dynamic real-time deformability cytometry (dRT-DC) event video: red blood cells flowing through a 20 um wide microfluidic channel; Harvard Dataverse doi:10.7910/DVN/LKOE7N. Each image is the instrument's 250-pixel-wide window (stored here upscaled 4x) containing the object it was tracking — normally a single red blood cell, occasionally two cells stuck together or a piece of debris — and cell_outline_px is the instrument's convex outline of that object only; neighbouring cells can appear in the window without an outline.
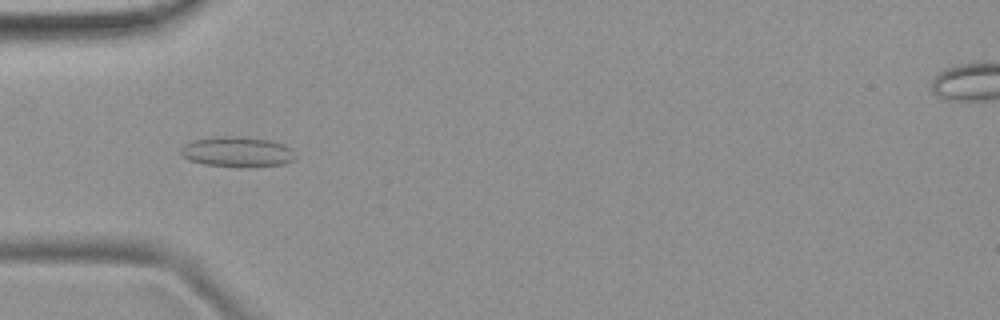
{"species": "common noctule bat (a hibernating species)", "species_latin": "Nyctalus noctula", "temperature_condition": "room temperature", "stored_images_in_passage": 8, "camera_frame_rate_fps": 3000, "um_per_image_px": 0.085, "animal": {"sex": "female", "body_mass_g": 19.9}, "frame": {"image": 1, "passage_image": 5, "time_ms": 4.667, "image_size_px": [1000, 320], "cell_outline_px": [[296, 160], [284, 164], [248, 168], [236, 168], [204, 164], [188, 160], [180, 152], [180, 148], [184, 144], [192, 140], [216, 136], [240, 136], [272, 140], [284, 144], [292, 148], [296, 156]], "centroid_in_image_um": [20.2, 12.92], "position_along_channel_um": 64.8, "area_um2": 20.92}}
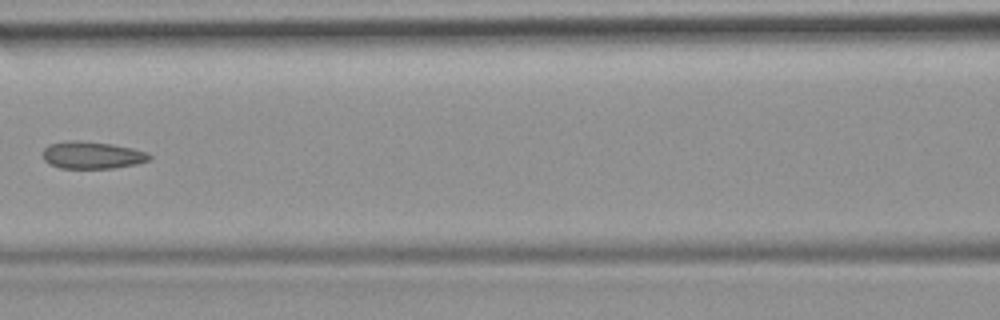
{"frame": {"image": 2, "passage_image": 7, "time_ms": 7.0, "image_size_px": [1000, 320], "cell_outline_px": [[152, 156], [148, 160], [136, 164], [112, 168], [60, 168], [48, 164], [44, 160], [44, 148], [48, 144], [72, 140], [76, 140], [112, 144], [132, 148], [148, 152]], "centroid_in_image_um": [7.82, 13.18], "position_along_channel_um": 158.8, "area_um2": 16.88}}
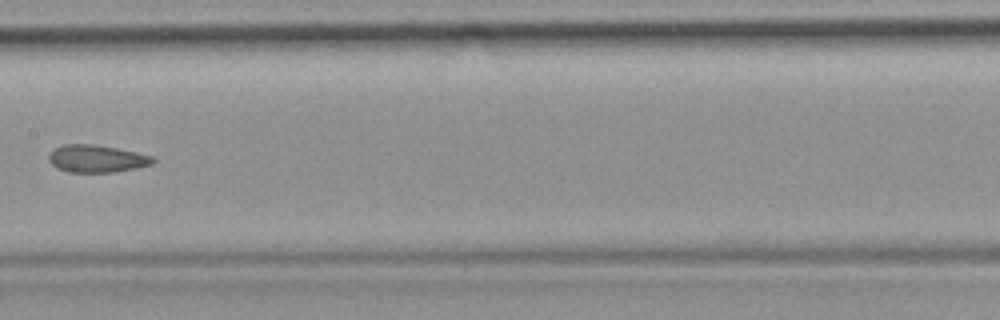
{"frame": {"image": 3, "passage_image": 8, "time_ms": 8.0, "image_size_px": [1000, 320], "cell_outline_px": [[156, 160], [152, 164], [136, 168], [112, 172], [68, 172], [56, 168], [48, 160], [48, 152], [52, 148], [64, 144], [92, 144], [116, 148], [136, 152], [152, 156]], "centroid_in_image_um": [8.16, 13.48], "position_along_channel_um": 199.2, "area_um2": 16.76}}